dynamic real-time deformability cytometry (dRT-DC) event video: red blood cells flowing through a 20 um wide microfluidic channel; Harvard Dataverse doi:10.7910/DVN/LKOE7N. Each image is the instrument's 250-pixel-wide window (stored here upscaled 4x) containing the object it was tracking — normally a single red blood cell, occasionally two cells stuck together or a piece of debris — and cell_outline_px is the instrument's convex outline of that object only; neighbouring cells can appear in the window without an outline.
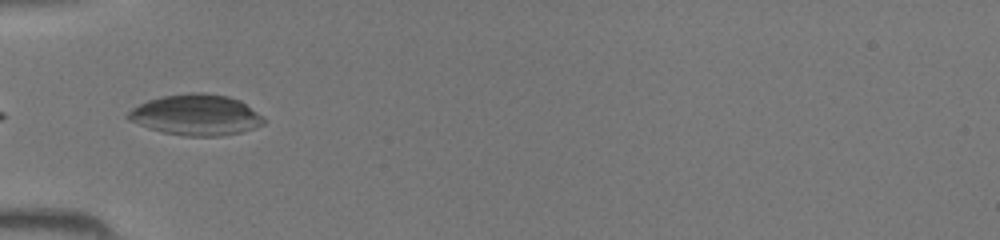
{"species": "common noctule bat (a hibernating species)", "species_latin": "Nyctalus noctula", "temperature_condition": "room temperature", "stored_images_in_passage": 27, "camera_frame_rate_fps": 3000, "um_per_image_px": 0.085, "animal": {"sex": "female", "body_mass_g": 19.5, "forearm_length_mm": 54.1}, "frame": {"image": 1, "passage_image": 16, "time_ms": 5.0, "image_size_px": [1000, 240], "cell_outline_px": [[268, 120], [264, 124], [256, 128], [240, 132], [220, 136], [184, 136], [160, 132], [148, 128], [128, 120], [124, 116], [132, 108], [148, 100], [160, 96], [192, 92], [204, 92], [228, 96], [240, 100], [264, 116]], "centroid_in_image_um": [16.68, 9.77], "position_along_channel_um": 68.3, "area_um2": 32.77}}